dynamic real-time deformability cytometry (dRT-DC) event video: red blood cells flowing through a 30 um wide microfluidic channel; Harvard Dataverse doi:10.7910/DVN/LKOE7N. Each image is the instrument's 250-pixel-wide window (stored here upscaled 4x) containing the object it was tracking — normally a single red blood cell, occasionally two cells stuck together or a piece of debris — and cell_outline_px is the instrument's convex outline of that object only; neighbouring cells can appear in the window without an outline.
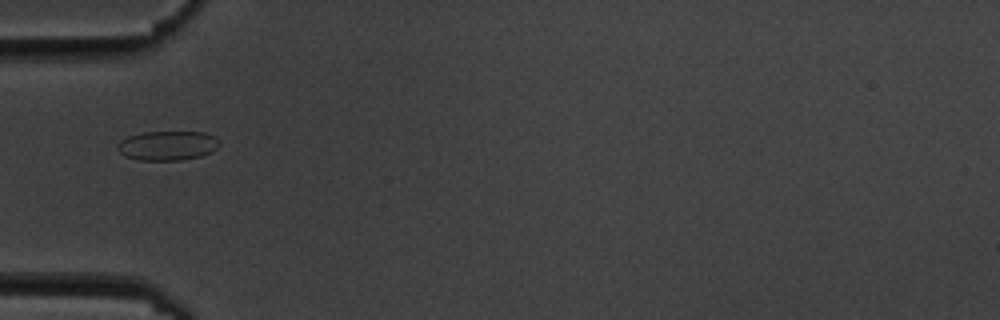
{"species": "common noctule bat (a hibernating species)", "species_latin": "Nyctalus noctula", "temperature_condition": "cold", "stored_images_in_passage": 5, "camera_frame_rate_fps": 3000, "um_per_image_px": 0.085, "animal": {"sex": "male", "body_mass_g": 19.5, "forearm_length_mm": 54.6}, "frame": {"image": 1, "passage_image": 1, "time_ms": 0.0, "image_size_px": [1000, 320], "cell_outline_px": [[220, 144], [212, 152], [200, 156], [180, 160], [140, 160], [124, 156], [116, 148], [120, 140], [128, 136], [144, 132], [204, 132], [212, 136]], "centroid_in_image_um": [14.2, 12.38], "position_along_channel_um": 70.8, "area_um2": 17.34}}
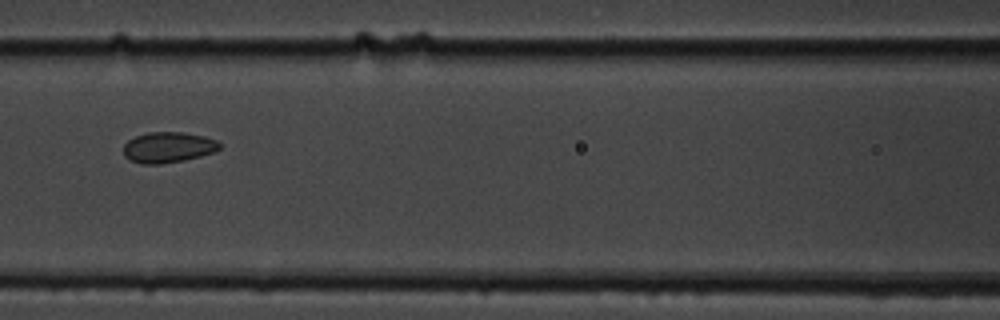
{"frame": {"image": 2, "passage_image": 3, "time_ms": 2.333, "image_size_px": [1000, 320], "cell_outline_px": [[220, 148], [216, 152], [184, 160], [160, 164], [140, 164], [128, 160], [124, 156], [124, 144], [128, 140], [136, 136], [148, 132], [180, 132], [204, 136], [216, 140], [220, 144]], "centroid_in_image_um": [14.27, 12.53], "position_along_channel_um": 152.3, "area_um2": 17.28}}
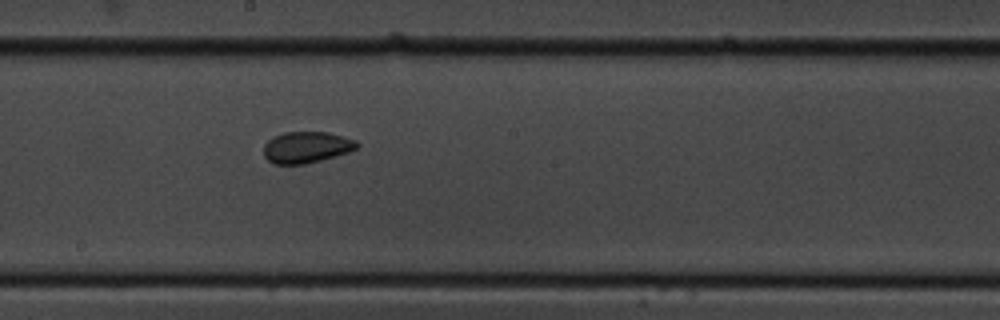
{"frame": {"image": 3, "passage_image": 5, "time_ms": 4.333, "image_size_px": [1000, 320], "cell_outline_px": [[360, 144], [356, 148], [348, 152], [336, 156], [304, 164], [272, 164], [264, 156], [264, 144], [272, 136], [284, 132], [328, 132], [344, 136], [356, 140]], "centroid_in_image_um": [26.04, 12.51], "position_along_channel_um": 222.2, "area_um2": 17.17}}